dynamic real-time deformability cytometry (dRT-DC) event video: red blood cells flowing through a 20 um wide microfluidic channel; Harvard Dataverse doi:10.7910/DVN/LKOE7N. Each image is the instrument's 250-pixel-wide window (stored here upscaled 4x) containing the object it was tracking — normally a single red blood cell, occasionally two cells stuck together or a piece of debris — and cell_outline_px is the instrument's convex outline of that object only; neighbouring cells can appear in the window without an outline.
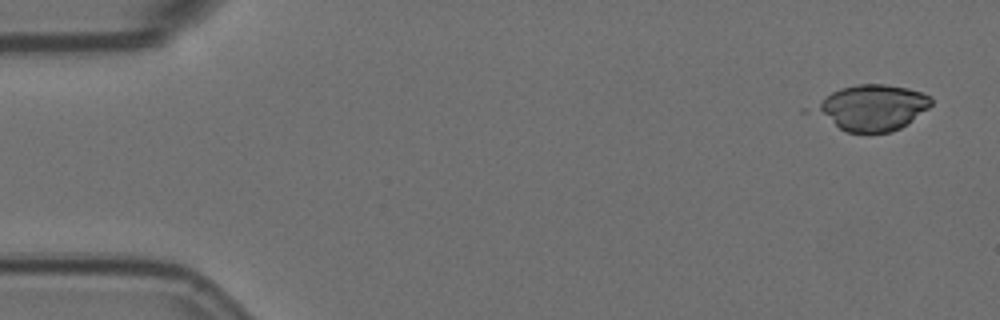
{"species": "Egyptian fruit bat (a non-hibernating species)", "species_latin": "Rousettus aegyptiacus", "temperature_condition": "room temperature", "stored_images_in_passage": 6, "camera_frame_rate_fps": 3000, "um_per_image_px": 0.085, "animal": {"sex": "female"}, "frame": {"image": 1, "passage_image": 1, "time_ms": 0.0, "image_size_px": [1000, 320], "cell_outline_px": [[932, 104], [928, 108], [912, 120], [900, 128], [892, 132], [848, 132], [840, 128], [812, 108], [820, 100], [832, 92], [840, 88], [856, 84], [884, 84], [908, 88], [920, 92], [928, 96], [932, 100]], "centroid_in_image_um": [74.17, 9.13], "position_along_channel_um": 10.8, "area_um2": 30.4}}